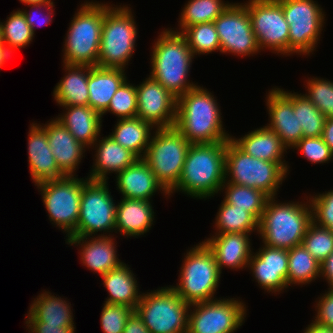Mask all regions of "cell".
I'll return each mask as SVG.
<instances>
[{
	"label": "cell",
	"mask_w": 333,
	"mask_h": 333,
	"mask_svg": "<svg viewBox=\"0 0 333 333\" xmlns=\"http://www.w3.org/2000/svg\"><path fill=\"white\" fill-rule=\"evenodd\" d=\"M287 174L278 162L252 157L231 139L226 142L225 182L260 190L271 198L276 197Z\"/></svg>",
	"instance_id": "cell-8"
},
{
	"label": "cell",
	"mask_w": 333,
	"mask_h": 333,
	"mask_svg": "<svg viewBox=\"0 0 333 333\" xmlns=\"http://www.w3.org/2000/svg\"><path fill=\"white\" fill-rule=\"evenodd\" d=\"M105 3L97 66L125 69L134 55L138 34L131 7Z\"/></svg>",
	"instance_id": "cell-6"
},
{
	"label": "cell",
	"mask_w": 333,
	"mask_h": 333,
	"mask_svg": "<svg viewBox=\"0 0 333 333\" xmlns=\"http://www.w3.org/2000/svg\"><path fill=\"white\" fill-rule=\"evenodd\" d=\"M191 143L174 127L155 129L142 158L169 193L177 184Z\"/></svg>",
	"instance_id": "cell-9"
},
{
	"label": "cell",
	"mask_w": 333,
	"mask_h": 333,
	"mask_svg": "<svg viewBox=\"0 0 333 333\" xmlns=\"http://www.w3.org/2000/svg\"><path fill=\"white\" fill-rule=\"evenodd\" d=\"M126 79L118 88L113 98L110 100L109 107L102 114L107 112L116 115L119 119L135 118L137 114V90L136 86Z\"/></svg>",
	"instance_id": "cell-43"
},
{
	"label": "cell",
	"mask_w": 333,
	"mask_h": 333,
	"mask_svg": "<svg viewBox=\"0 0 333 333\" xmlns=\"http://www.w3.org/2000/svg\"><path fill=\"white\" fill-rule=\"evenodd\" d=\"M62 65L66 75L60 79L53 90L57 105H89V65Z\"/></svg>",
	"instance_id": "cell-30"
},
{
	"label": "cell",
	"mask_w": 333,
	"mask_h": 333,
	"mask_svg": "<svg viewBox=\"0 0 333 333\" xmlns=\"http://www.w3.org/2000/svg\"><path fill=\"white\" fill-rule=\"evenodd\" d=\"M172 29L164 28L154 41L150 76L178 99L198 85L188 78L195 56L184 36Z\"/></svg>",
	"instance_id": "cell-3"
},
{
	"label": "cell",
	"mask_w": 333,
	"mask_h": 333,
	"mask_svg": "<svg viewBox=\"0 0 333 333\" xmlns=\"http://www.w3.org/2000/svg\"><path fill=\"white\" fill-rule=\"evenodd\" d=\"M277 197L267 200L261 220L258 236L263 245L272 248L290 250L303 242V237L312 222L310 200L279 202ZM300 202V203H299Z\"/></svg>",
	"instance_id": "cell-4"
},
{
	"label": "cell",
	"mask_w": 333,
	"mask_h": 333,
	"mask_svg": "<svg viewBox=\"0 0 333 333\" xmlns=\"http://www.w3.org/2000/svg\"><path fill=\"white\" fill-rule=\"evenodd\" d=\"M250 257L247 270L262 289L272 294L283 293L288 288V250L261 245Z\"/></svg>",
	"instance_id": "cell-18"
},
{
	"label": "cell",
	"mask_w": 333,
	"mask_h": 333,
	"mask_svg": "<svg viewBox=\"0 0 333 333\" xmlns=\"http://www.w3.org/2000/svg\"><path fill=\"white\" fill-rule=\"evenodd\" d=\"M193 55L220 52V41L213 22L199 23L187 27L182 33Z\"/></svg>",
	"instance_id": "cell-40"
},
{
	"label": "cell",
	"mask_w": 333,
	"mask_h": 333,
	"mask_svg": "<svg viewBox=\"0 0 333 333\" xmlns=\"http://www.w3.org/2000/svg\"><path fill=\"white\" fill-rule=\"evenodd\" d=\"M28 333H75V326L60 327V325L46 323H25Z\"/></svg>",
	"instance_id": "cell-49"
},
{
	"label": "cell",
	"mask_w": 333,
	"mask_h": 333,
	"mask_svg": "<svg viewBox=\"0 0 333 333\" xmlns=\"http://www.w3.org/2000/svg\"><path fill=\"white\" fill-rule=\"evenodd\" d=\"M225 151L226 142L191 144L181 177L169 196L181 192L207 200L220 193L225 182Z\"/></svg>",
	"instance_id": "cell-2"
},
{
	"label": "cell",
	"mask_w": 333,
	"mask_h": 333,
	"mask_svg": "<svg viewBox=\"0 0 333 333\" xmlns=\"http://www.w3.org/2000/svg\"><path fill=\"white\" fill-rule=\"evenodd\" d=\"M154 129L151 123L141 118L118 119L110 136L122 147L143 158Z\"/></svg>",
	"instance_id": "cell-33"
},
{
	"label": "cell",
	"mask_w": 333,
	"mask_h": 333,
	"mask_svg": "<svg viewBox=\"0 0 333 333\" xmlns=\"http://www.w3.org/2000/svg\"><path fill=\"white\" fill-rule=\"evenodd\" d=\"M4 22H0L1 40L11 53L29 46L35 36L20 9L11 12Z\"/></svg>",
	"instance_id": "cell-39"
},
{
	"label": "cell",
	"mask_w": 333,
	"mask_h": 333,
	"mask_svg": "<svg viewBox=\"0 0 333 333\" xmlns=\"http://www.w3.org/2000/svg\"><path fill=\"white\" fill-rule=\"evenodd\" d=\"M302 244L314 259L322 263L333 251V232L312 221Z\"/></svg>",
	"instance_id": "cell-41"
},
{
	"label": "cell",
	"mask_w": 333,
	"mask_h": 333,
	"mask_svg": "<svg viewBox=\"0 0 333 333\" xmlns=\"http://www.w3.org/2000/svg\"><path fill=\"white\" fill-rule=\"evenodd\" d=\"M225 189V190H224ZM225 195L223 201L236 208L245 209L258 222L261 220L265 205L269 197L260 190L224 182L220 192Z\"/></svg>",
	"instance_id": "cell-35"
},
{
	"label": "cell",
	"mask_w": 333,
	"mask_h": 333,
	"mask_svg": "<svg viewBox=\"0 0 333 333\" xmlns=\"http://www.w3.org/2000/svg\"><path fill=\"white\" fill-rule=\"evenodd\" d=\"M230 4L224 0H189L180 13L179 28L173 31L182 33L192 25L214 22Z\"/></svg>",
	"instance_id": "cell-37"
},
{
	"label": "cell",
	"mask_w": 333,
	"mask_h": 333,
	"mask_svg": "<svg viewBox=\"0 0 333 333\" xmlns=\"http://www.w3.org/2000/svg\"><path fill=\"white\" fill-rule=\"evenodd\" d=\"M179 281L170 287L188 304L218 299L214 296L221 278L213 252L202 241L184 254Z\"/></svg>",
	"instance_id": "cell-7"
},
{
	"label": "cell",
	"mask_w": 333,
	"mask_h": 333,
	"mask_svg": "<svg viewBox=\"0 0 333 333\" xmlns=\"http://www.w3.org/2000/svg\"><path fill=\"white\" fill-rule=\"evenodd\" d=\"M231 140L246 154L265 161L278 162L289 173L290 166L284 159L288 149L281 138L266 126L251 130L240 138L231 136Z\"/></svg>",
	"instance_id": "cell-26"
},
{
	"label": "cell",
	"mask_w": 333,
	"mask_h": 333,
	"mask_svg": "<svg viewBox=\"0 0 333 333\" xmlns=\"http://www.w3.org/2000/svg\"><path fill=\"white\" fill-rule=\"evenodd\" d=\"M28 7L31 8V9H29L30 11L29 10L27 11L24 9H21L20 11L25 16L26 22L31 27V31H32L33 35L35 36V30H36L37 25L44 26L45 24L48 25V24L52 23L53 16L55 15V13L53 12L55 9L53 7H55V6H54V3H47V4L28 5ZM43 8H44V10H46V14L42 13ZM39 15H41L42 18Z\"/></svg>",
	"instance_id": "cell-47"
},
{
	"label": "cell",
	"mask_w": 333,
	"mask_h": 333,
	"mask_svg": "<svg viewBox=\"0 0 333 333\" xmlns=\"http://www.w3.org/2000/svg\"><path fill=\"white\" fill-rule=\"evenodd\" d=\"M10 54H11V52L8 50L6 45L1 41L0 42V70L6 63L8 56H11Z\"/></svg>",
	"instance_id": "cell-54"
},
{
	"label": "cell",
	"mask_w": 333,
	"mask_h": 333,
	"mask_svg": "<svg viewBox=\"0 0 333 333\" xmlns=\"http://www.w3.org/2000/svg\"><path fill=\"white\" fill-rule=\"evenodd\" d=\"M122 263L116 269H112L101 276L104 288L108 291L106 303L125 305L135 310L141 300L142 292H139L138 281L131 268ZM141 293V294H140Z\"/></svg>",
	"instance_id": "cell-32"
},
{
	"label": "cell",
	"mask_w": 333,
	"mask_h": 333,
	"mask_svg": "<svg viewBox=\"0 0 333 333\" xmlns=\"http://www.w3.org/2000/svg\"><path fill=\"white\" fill-rule=\"evenodd\" d=\"M247 2V3H246ZM249 13L258 47L288 56L289 25L278 0H248Z\"/></svg>",
	"instance_id": "cell-15"
},
{
	"label": "cell",
	"mask_w": 333,
	"mask_h": 333,
	"mask_svg": "<svg viewBox=\"0 0 333 333\" xmlns=\"http://www.w3.org/2000/svg\"><path fill=\"white\" fill-rule=\"evenodd\" d=\"M2 40H1V25H0V42H1Z\"/></svg>",
	"instance_id": "cell-56"
},
{
	"label": "cell",
	"mask_w": 333,
	"mask_h": 333,
	"mask_svg": "<svg viewBox=\"0 0 333 333\" xmlns=\"http://www.w3.org/2000/svg\"><path fill=\"white\" fill-rule=\"evenodd\" d=\"M289 25L288 56L313 54L325 23L326 14L314 0H278Z\"/></svg>",
	"instance_id": "cell-12"
},
{
	"label": "cell",
	"mask_w": 333,
	"mask_h": 333,
	"mask_svg": "<svg viewBox=\"0 0 333 333\" xmlns=\"http://www.w3.org/2000/svg\"><path fill=\"white\" fill-rule=\"evenodd\" d=\"M303 333H333V328L311 321L305 330H303Z\"/></svg>",
	"instance_id": "cell-53"
},
{
	"label": "cell",
	"mask_w": 333,
	"mask_h": 333,
	"mask_svg": "<svg viewBox=\"0 0 333 333\" xmlns=\"http://www.w3.org/2000/svg\"><path fill=\"white\" fill-rule=\"evenodd\" d=\"M190 304L170 286L142 293L135 311L150 333H186Z\"/></svg>",
	"instance_id": "cell-10"
},
{
	"label": "cell",
	"mask_w": 333,
	"mask_h": 333,
	"mask_svg": "<svg viewBox=\"0 0 333 333\" xmlns=\"http://www.w3.org/2000/svg\"><path fill=\"white\" fill-rule=\"evenodd\" d=\"M316 300L314 322L333 328V289H329Z\"/></svg>",
	"instance_id": "cell-48"
},
{
	"label": "cell",
	"mask_w": 333,
	"mask_h": 333,
	"mask_svg": "<svg viewBox=\"0 0 333 333\" xmlns=\"http://www.w3.org/2000/svg\"><path fill=\"white\" fill-rule=\"evenodd\" d=\"M70 304V305H69ZM25 323H46L60 327L75 326L71 303L51 292L43 291L32 301Z\"/></svg>",
	"instance_id": "cell-31"
},
{
	"label": "cell",
	"mask_w": 333,
	"mask_h": 333,
	"mask_svg": "<svg viewBox=\"0 0 333 333\" xmlns=\"http://www.w3.org/2000/svg\"><path fill=\"white\" fill-rule=\"evenodd\" d=\"M116 186L124 199L152 201L151 197L159 191L167 199L170 197L142 158L116 175Z\"/></svg>",
	"instance_id": "cell-24"
},
{
	"label": "cell",
	"mask_w": 333,
	"mask_h": 333,
	"mask_svg": "<svg viewBox=\"0 0 333 333\" xmlns=\"http://www.w3.org/2000/svg\"><path fill=\"white\" fill-rule=\"evenodd\" d=\"M321 263H319L303 244L288 250L287 285H307L320 278Z\"/></svg>",
	"instance_id": "cell-34"
},
{
	"label": "cell",
	"mask_w": 333,
	"mask_h": 333,
	"mask_svg": "<svg viewBox=\"0 0 333 333\" xmlns=\"http://www.w3.org/2000/svg\"><path fill=\"white\" fill-rule=\"evenodd\" d=\"M322 138L333 153V118H326Z\"/></svg>",
	"instance_id": "cell-52"
},
{
	"label": "cell",
	"mask_w": 333,
	"mask_h": 333,
	"mask_svg": "<svg viewBox=\"0 0 333 333\" xmlns=\"http://www.w3.org/2000/svg\"><path fill=\"white\" fill-rule=\"evenodd\" d=\"M137 118L157 128L175 126L177 99L150 75L136 86Z\"/></svg>",
	"instance_id": "cell-17"
},
{
	"label": "cell",
	"mask_w": 333,
	"mask_h": 333,
	"mask_svg": "<svg viewBox=\"0 0 333 333\" xmlns=\"http://www.w3.org/2000/svg\"><path fill=\"white\" fill-rule=\"evenodd\" d=\"M27 144L29 172L34 184L65 177L56 164L46 130L41 124H31Z\"/></svg>",
	"instance_id": "cell-21"
},
{
	"label": "cell",
	"mask_w": 333,
	"mask_h": 333,
	"mask_svg": "<svg viewBox=\"0 0 333 333\" xmlns=\"http://www.w3.org/2000/svg\"><path fill=\"white\" fill-rule=\"evenodd\" d=\"M108 187L102 180L84 183L77 227L70 237L111 236L115 232L117 205Z\"/></svg>",
	"instance_id": "cell-13"
},
{
	"label": "cell",
	"mask_w": 333,
	"mask_h": 333,
	"mask_svg": "<svg viewBox=\"0 0 333 333\" xmlns=\"http://www.w3.org/2000/svg\"><path fill=\"white\" fill-rule=\"evenodd\" d=\"M125 70L89 66V106L93 110L101 115L107 110L118 88L128 79Z\"/></svg>",
	"instance_id": "cell-29"
},
{
	"label": "cell",
	"mask_w": 333,
	"mask_h": 333,
	"mask_svg": "<svg viewBox=\"0 0 333 333\" xmlns=\"http://www.w3.org/2000/svg\"><path fill=\"white\" fill-rule=\"evenodd\" d=\"M45 130L52 149V154L60 171L65 176H75L85 151L74 136L54 117L51 121L41 125Z\"/></svg>",
	"instance_id": "cell-23"
},
{
	"label": "cell",
	"mask_w": 333,
	"mask_h": 333,
	"mask_svg": "<svg viewBox=\"0 0 333 333\" xmlns=\"http://www.w3.org/2000/svg\"><path fill=\"white\" fill-rule=\"evenodd\" d=\"M246 308L239 298L226 297L191 304L186 333H234L245 322Z\"/></svg>",
	"instance_id": "cell-14"
},
{
	"label": "cell",
	"mask_w": 333,
	"mask_h": 333,
	"mask_svg": "<svg viewBox=\"0 0 333 333\" xmlns=\"http://www.w3.org/2000/svg\"><path fill=\"white\" fill-rule=\"evenodd\" d=\"M291 149L300 151L301 155L312 164L328 163L333 159V153L324 142L322 136L303 137Z\"/></svg>",
	"instance_id": "cell-45"
},
{
	"label": "cell",
	"mask_w": 333,
	"mask_h": 333,
	"mask_svg": "<svg viewBox=\"0 0 333 333\" xmlns=\"http://www.w3.org/2000/svg\"><path fill=\"white\" fill-rule=\"evenodd\" d=\"M61 107L65 109V112L55 117V119L66 127L86 149L92 148L98 137H101L102 115L89 105Z\"/></svg>",
	"instance_id": "cell-28"
},
{
	"label": "cell",
	"mask_w": 333,
	"mask_h": 333,
	"mask_svg": "<svg viewBox=\"0 0 333 333\" xmlns=\"http://www.w3.org/2000/svg\"><path fill=\"white\" fill-rule=\"evenodd\" d=\"M218 33L221 53L253 56L260 53L251 19L242 3H231L213 22Z\"/></svg>",
	"instance_id": "cell-16"
},
{
	"label": "cell",
	"mask_w": 333,
	"mask_h": 333,
	"mask_svg": "<svg viewBox=\"0 0 333 333\" xmlns=\"http://www.w3.org/2000/svg\"><path fill=\"white\" fill-rule=\"evenodd\" d=\"M21 3L27 5L47 4L54 3L52 0H19Z\"/></svg>",
	"instance_id": "cell-55"
},
{
	"label": "cell",
	"mask_w": 333,
	"mask_h": 333,
	"mask_svg": "<svg viewBox=\"0 0 333 333\" xmlns=\"http://www.w3.org/2000/svg\"><path fill=\"white\" fill-rule=\"evenodd\" d=\"M312 221L333 232V190L309 196Z\"/></svg>",
	"instance_id": "cell-46"
},
{
	"label": "cell",
	"mask_w": 333,
	"mask_h": 333,
	"mask_svg": "<svg viewBox=\"0 0 333 333\" xmlns=\"http://www.w3.org/2000/svg\"><path fill=\"white\" fill-rule=\"evenodd\" d=\"M250 235L251 233H222L203 240L213 252L221 273L224 267L236 271L248 267L253 253Z\"/></svg>",
	"instance_id": "cell-22"
},
{
	"label": "cell",
	"mask_w": 333,
	"mask_h": 333,
	"mask_svg": "<svg viewBox=\"0 0 333 333\" xmlns=\"http://www.w3.org/2000/svg\"><path fill=\"white\" fill-rule=\"evenodd\" d=\"M320 277H323V280H326L329 289H333V251L321 263Z\"/></svg>",
	"instance_id": "cell-51"
},
{
	"label": "cell",
	"mask_w": 333,
	"mask_h": 333,
	"mask_svg": "<svg viewBox=\"0 0 333 333\" xmlns=\"http://www.w3.org/2000/svg\"><path fill=\"white\" fill-rule=\"evenodd\" d=\"M99 138L91 148H95L96 153L94 165L87 176L89 179L108 181L109 173L118 174L139 159L135 153L122 147L110 135Z\"/></svg>",
	"instance_id": "cell-25"
},
{
	"label": "cell",
	"mask_w": 333,
	"mask_h": 333,
	"mask_svg": "<svg viewBox=\"0 0 333 333\" xmlns=\"http://www.w3.org/2000/svg\"><path fill=\"white\" fill-rule=\"evenodd\" d=\"M266 96L270 118L266 127L281 138L287 149H291L303 138L302 127L293 111V93L279 87H272Z\"/></svg>",
	"instance_id": "cell-19"
},
{
	"label": "cell",
	"mask_w": 333,
	"mask_h": 333,
	"mask_svg": "<svg viewBox=\"0 0 333 333\" xmlns=\"http://www.w3.org/2000/svg\"><path fill=\"white\" fill-rule=\"evenodd\" d=\"M221 115L214 95L198 85L177 99L175 128L191 144L227 142Z\"/></svg>",
	"instance_id": "cell-1"
},
{
	"label": "cell",
	"mask_w": 333,
	"mask_h": 333,
	"mask_svg": "<svg viewBox=\"0 0 333 333\" xmlns=\"http://www.w3.org/2000/svg\"><path fill=\"white\" fill-rule=\"evenodd\" d=\"M123 333H150L142 318L134 310L128 317Z\"/></svg>",
	"instance_id": "cell-50"
},
{
	"label": "cell",
	"mask_w": 333,
	"mask_h": 333,
	"mask_svg": "<svg viewBox=\"0 0 333 333\" xmlns=\"http://www.w3.org/2000/svg\"><path fill=\"white\" fill-rule=\"evenodd\" d=\"M293 111L302 127L303 137L322 136L326 117L307 97L293 92Z\"/></svg>",
	"instance_id": "cell-38"
},
{
	"label": "cell",
	"mask_w": 333,
	"mask_h": 333,
	"mask_svg": "<svg viewBox=\"0 0 333 333\" xmlns=\"http://www.w3.org/2000/svg\"><path fill=\"white\" fill-rule=\"evenodd\" d=\"M112 236H86L66 238V244L79 245L80 263L88 270L103 276L112 269H116L123 262L118 259L116 239ZM116 243V244H115Z\"/></svg>",
	"instance_id": "cell-20"
},
{
	"label": "cell",
	"mask_w": 333,
	"mask_h": 333,
	"mask_svg": "<svg viewBox=\"0 0 333 333\" xmlns=\"http://www.w3.org/2000/svg\"><path fill=\"white\" fill-rule=\"evenodd\" d=\"M77 176H65L35 184L40 189L50 222L67 233V238L76 230L83 186L89 179Z\"/></svg>",
	"instance_id": "cell-11"
},
{
	"label": "cell",
	"mask_w": 333,
	"mask_h": 333,
	"mask_svg": "<svg viewBox=\"0 0 333 333\" xmlns=\"http://www.w3.org/2000/svg\"><path fill=\"white\" fill-rule=\"evenodd\" d=\"M151 201L124 199L117 204L115 233L125 237H139L149 232L155 212Z\"/></svg>",
	"instance_id": "cell-27"
},
{
	"label": "cell",
	"mask_w": 333,
	"mask_h": 333,
	"mask_svg": "<svg viewBox=\"0 0 333 333\" xmlns=\"http://www.w3.org/2000/svg\"><path fill=\"white\" fill-rule=\"evenodd\" d=\"M307 97L326 118H333V81L324 78H307L306 85Z\"/></svg>",
	"instance_id": "cell-42"
},
{
	"label": "cell",
	"mask_w": 333,
	"mask_h": 333,
	"mask_svg": "<svg viewBox=\"0 0 333 333\" xmlns=\"http://www.w3.org/2000/svg\"><path fill=\"white\" fill-rule=\"evenodd\" d=\"M215 234L259 232V222L245 209L221 202L215 218Z\"/></svg>",
	"instance_id": "cell-36"
},
{
	"label": "cell",
	"mask_w": 333,
	"mask_h": 333,
	"mask_svg": "<svg viewBox=\"0 0 333 333\" xmlns=\"http://www.w3.org/2000/svg\"><path fill=\"white\" fill-rule=\"evenodd\" d=\"M100 324L104 333H123L128 317L134 311L125 305L104 303Z\"/></svg>",
	"instance_id": "cell-44"
},
{
	"label": "cell",
	"mask_w": 333,
	"mask_h": 333,
	"mask_svg": "<svg viewBox=\"0 0 333 333\" xmlns=\"http://www.w3.org/2000/svg\"><path fill=\"white\" fill-rule=\"evenodd\" d=\"M105 4L86 1L73 15L63 45V64L97 66Z\"/></svg>",
	"instance_id": "cell-5"
}]
</instances>
